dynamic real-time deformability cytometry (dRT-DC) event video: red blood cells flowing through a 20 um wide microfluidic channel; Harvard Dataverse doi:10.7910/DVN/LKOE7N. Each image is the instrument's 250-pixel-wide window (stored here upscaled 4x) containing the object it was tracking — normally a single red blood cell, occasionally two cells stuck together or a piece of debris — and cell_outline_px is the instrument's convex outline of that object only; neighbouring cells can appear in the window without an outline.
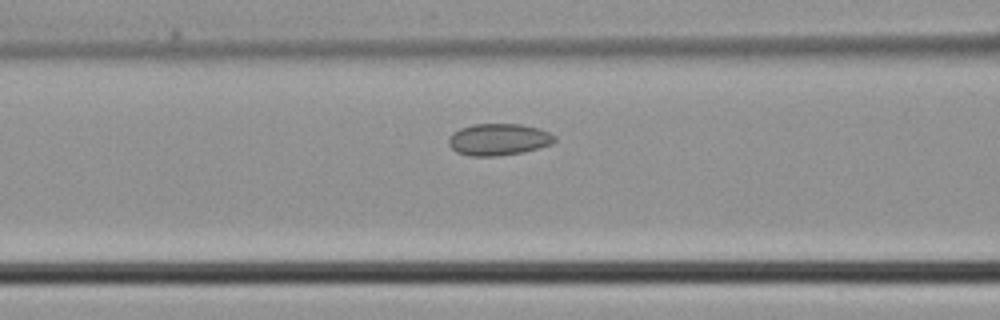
{"species": "common noctule bat (a hibernating species)", "species_latin": "Nyctalus noctula", "temperature_condition": "cold", "stored_images_in_passage": 5, "segment_of_instrument_passage": [1, 2], "camera_frame_rate_fps": 3000, "um_per_image_px": 0.085, "animal": {"sex": "male", "body_mass_g": 21.5, "forearm_length_mm": 52.0}, "frame": {"image": 1, "passage_image": 4, "time_ms": 1.0, "image_size_px": [1000, 320], "cell_outline_px": [[556, 140], [552, 144], [524, 152], [500, 156], [468, 156], [456, 152], [448, 144], [448, 136], [452, 132], [460, 128], [472, 124], [520, 124], [540, 128], [556, 136]], "centroid_in_image_um": [42.36, 11.86], "position_along_channel_um": 124.2, "area_um2": 19.94}}